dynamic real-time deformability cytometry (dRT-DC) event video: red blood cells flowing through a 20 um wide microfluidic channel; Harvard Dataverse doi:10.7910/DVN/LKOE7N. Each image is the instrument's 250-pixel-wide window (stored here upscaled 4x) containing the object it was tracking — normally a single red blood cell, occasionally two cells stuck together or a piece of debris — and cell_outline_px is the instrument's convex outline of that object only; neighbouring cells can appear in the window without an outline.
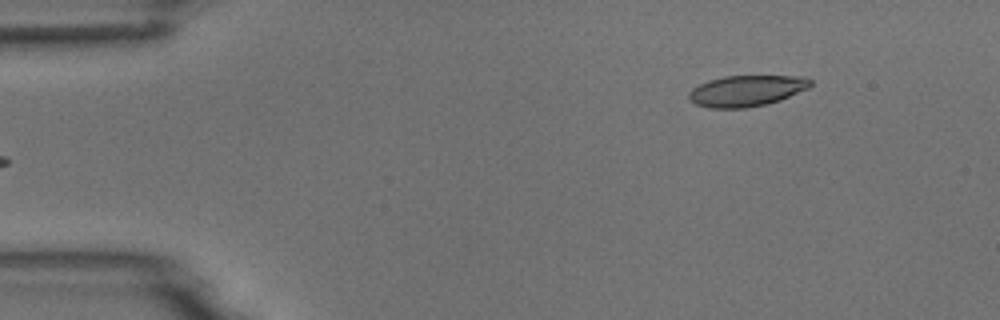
{"species": "common noctule bat (a hibernating species)", "species_latin": "Nyctalus noctula", "temperature_condition": "room temperature", "stored_images_in_passage": 5, "camera_frame_rate_fps": 3000, "um_per_image_px": 0.085, "animal": {"sex": "male", "body_mass_g": 18.8}, "frame": {"image": 1, "passage_image": 5, "time_ms": 4.667, "image_size_px": [1000, 320], "cell_outline_px": [[812, 84], [808, 88], [780, 100], [768, 104], [744, 108], [708, 108], [696, 104], [688, 100], [688, 92], [692, 88], [708, 80], [724, 76], [808, 76], [812, 80]], "centroid_in_image_um": [63.45, 7.71], "position_along_channel_um": 21.6, "area_um2": 22.2}}